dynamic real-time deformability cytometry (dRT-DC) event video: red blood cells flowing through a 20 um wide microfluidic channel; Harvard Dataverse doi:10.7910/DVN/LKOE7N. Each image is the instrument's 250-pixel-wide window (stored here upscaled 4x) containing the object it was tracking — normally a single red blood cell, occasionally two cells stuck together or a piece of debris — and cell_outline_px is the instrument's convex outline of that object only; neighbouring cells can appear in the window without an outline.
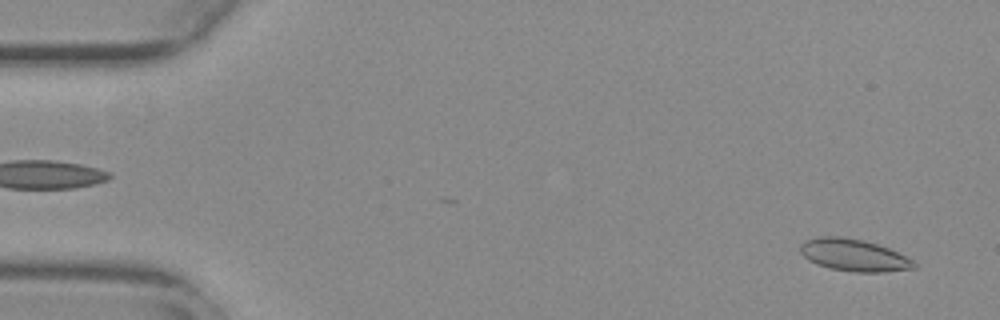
{"species": "common noctule bat (a hibernating species)", "species_latin": "Nyctalus noctula", "temperature_condition": "warm", "stored_images_in_passage": 53, "camera_frame_rate_fps": 3000, "um_per_image_px": 0.085, "animal": {"sex": "female", "body_mass_g": 29.2, "forearm_length_mm": 56.3}, "frame": {"image": 1, "passage_image": 2, "time_ms": 0.333, "image_size_px": [1000, 320], "cell_outline_px": [[916, 268], [884, 272], [856, 272], [828, 268], [816, 264], [808, 260], [800, 252], [800, 244], [804, 240], [820, 236], [840, 236], [864, 240], [888, 248], [912, 260], [916, 264]], "centroid_in_image_um": [72.53, 21.68], "position_along_channel_um": 12.5, "area_um2": 21.27}}
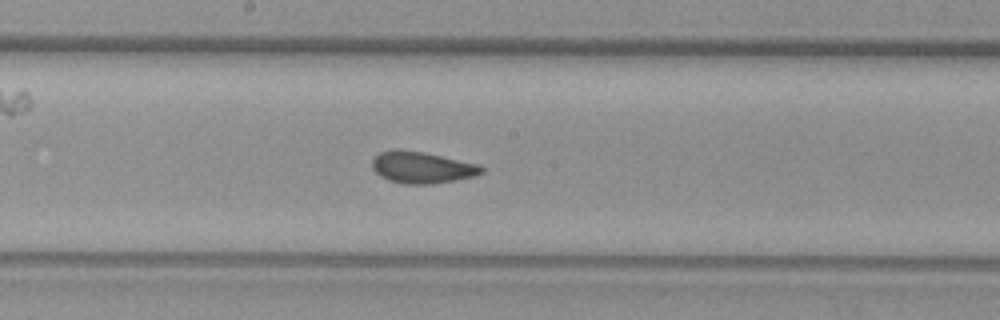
{"frame": {"image": 2, "passage_image": 28, "time_ms": 9.0, "image_size_px": [1000, 320], "cell_outline_px": [[484, 172], [476, 176], [456, 180], [432, 184], [404, 184], [388, 180], [380, 176], [372, 168], [372, 160], [380, 152], [424, 152], [480, 164], [484, 168]], "centroid_in_image_um": [35.94, 14.27], "position_along_channel_um": 212.3, "area_um2": 19.77}}
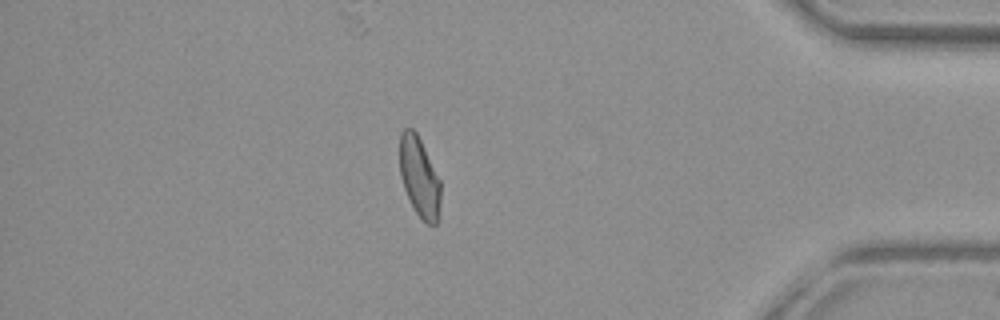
{"frame": {"image": 3, "passage_image": 46, "time_ms": 15.0, "image_size_px": [1000, 320], "cell_outline_px": [[440, 200], [436, 224], [428, 224], [416, 212], [404, 188], [400, 176], [400, 132], [404, 128], [412, 128], [416, 132], [440, 180]], "centroid_in_image_um": [35.63, 15.01], "position_along_channel_um": 399.6, "area_um2": 18.61}, "authors_computed_cell_mechanics": {"area_um2": 20.23, "velocity_mm_per_s": 3.7855, "shape_relaxation_time_tau1_ms": 8.4967, "shape_relaxation_time_tau2_ms": 1.4726, "deformation_change_tau1": 0.154, "deformation_change_tau2": 0.0673}}